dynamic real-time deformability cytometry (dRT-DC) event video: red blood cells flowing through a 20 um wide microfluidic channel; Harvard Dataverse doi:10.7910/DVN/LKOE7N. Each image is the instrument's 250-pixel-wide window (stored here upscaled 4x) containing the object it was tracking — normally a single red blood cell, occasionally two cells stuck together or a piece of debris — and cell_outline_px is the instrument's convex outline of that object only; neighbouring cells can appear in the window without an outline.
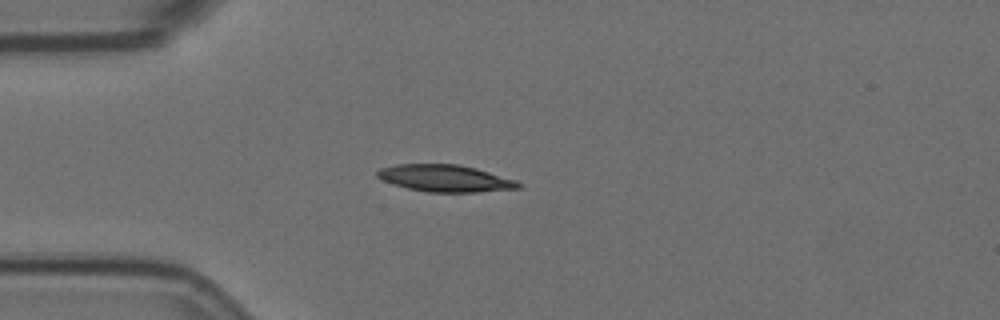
{"species": "Egyptian fruit bat (a non-hibernating species)", "species_latin": "Rousettus aegyptiacus", "temperature_condition": "room temperature", "stored_images_in_passage": 4, "camera_frame_rate_fps": 3000, "um_per_image_px": 0.085, "animal": {"sex": "female"}, "frame": {"image": 1, "passage_image": 4, "time_ms": 1.0, "image_size_px": [1000, 320], "cell_outline_px": [[524, 184], [520, 188], [476, 192], [428, 192], [408, 188], [392, 184], [376, 176], [376, 172], [380, 168], [396, 164], [460, 164], [476, 168], [516, 180]], "centroid_in_image_um": [37.85, 15.15], "position_along_channel_um": 47.1, "area_um2": 22.2}}